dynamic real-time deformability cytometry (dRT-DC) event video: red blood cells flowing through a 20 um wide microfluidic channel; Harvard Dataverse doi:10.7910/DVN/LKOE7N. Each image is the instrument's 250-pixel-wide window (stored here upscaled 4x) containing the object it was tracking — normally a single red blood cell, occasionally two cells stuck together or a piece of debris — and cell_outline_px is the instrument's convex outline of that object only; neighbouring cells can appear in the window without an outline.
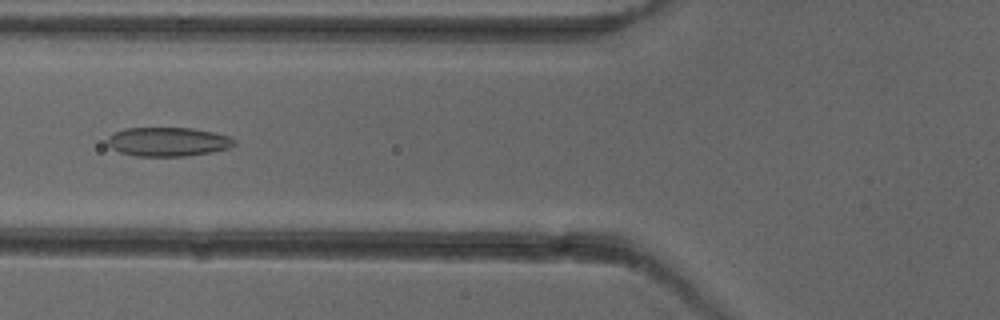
{"species": "common noctule bat (a hibernating species)", "species_latin": "Nyctalus noctula", "temperature_condition": "cold", "stored_images_in_passage": 4, "camera_frame_rate_fps": 3000, "um_per_image_px": 0.085, "animal": {"sex": "female"}, "frame": {"image": 1, "passage_image": 4, "time_ms": 3.333, "image_size_px": [1000, 320], "cell_outline_px": [[236, 144], [228, 148], [212, 152], [184, 156], [136, 156], [120, 152], [112, 148], [108, 144], [108, 136], [112, 132], [124, 128], [192, 128], [232, 136], [236, 140]], "centroid_in_image_um": [14.29, 12.04], "position_along_channel_um": 111.5, "area_um2": 21.56}}